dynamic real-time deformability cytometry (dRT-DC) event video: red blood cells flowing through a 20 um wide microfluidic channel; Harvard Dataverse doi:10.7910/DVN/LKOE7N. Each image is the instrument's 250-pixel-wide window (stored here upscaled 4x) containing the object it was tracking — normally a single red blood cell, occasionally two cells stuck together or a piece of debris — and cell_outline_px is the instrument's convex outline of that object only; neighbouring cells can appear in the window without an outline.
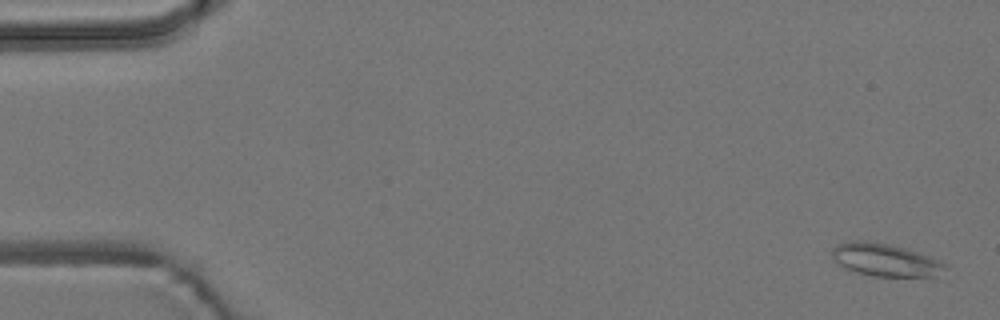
{"species": "common noctule bat (a hibernating species)", "species_latin": "Nyctalus noctula", "temperature_condition": "room temperature", "stored_images_in_passage": 6, "camera_frame_rate_fps": 3000, "um_per_image_px": 0.085, "animal": {"sex": "male", "body_mass_g": 19.2, "forearm_length_mm": 51.8}, "frame": {"image": 1, "passage_image": 1, "time_ms": 0.0, "image_size_px": [1000, 320], "cell_outline_px": [[948, 268], [932, 276], [872, 276], [856, 272], [844, 268], [836, 264], [832, 256], [832, 248], [836, 244], [856, 240], [868, 240], [892, 244], [940, 260], [948, 264]], "centroid_in_image_um": [75.2, 22.08], "position_along_channel_um": 9.8, "area_um2": 21.68}}